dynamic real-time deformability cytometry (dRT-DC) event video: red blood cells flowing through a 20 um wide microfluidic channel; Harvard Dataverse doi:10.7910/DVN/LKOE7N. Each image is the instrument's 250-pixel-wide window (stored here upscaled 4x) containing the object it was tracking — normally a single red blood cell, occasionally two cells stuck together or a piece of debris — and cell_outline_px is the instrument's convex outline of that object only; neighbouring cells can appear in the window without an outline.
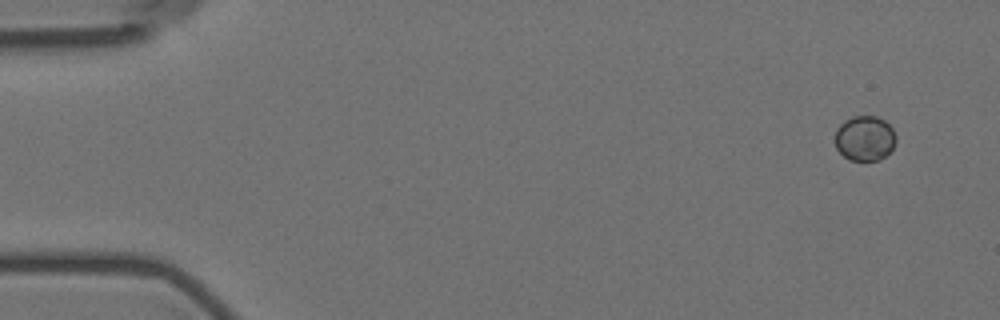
{"species": "Egyptian fruit bat (a non-hibernating species)", "species_latin": "Rousettus aegyptiacus", "temperature_condition": "room temperature", "stored_images_in_passage": 5, "camera_frame_rate_fps": 3000, "um_per_image_px": 0.085, "animal": {"sex": "female"}, "frame": {"image": 1, "passage_image": 1, "time_ms": 0.0, "image_size_px": [1000, 320], "cell_outline_px": [[896, 140], [892, 148], [880, 160], [848, 160], [836, 148], [836, 128], [844, 120], [852, 116], [876, 116], [884, 120], [892, 128], [896, 136]], "centroid_in_image_um": [73.49, 11.74], "position_along_channel_um": 11.5, "area_um2": 15.95}}
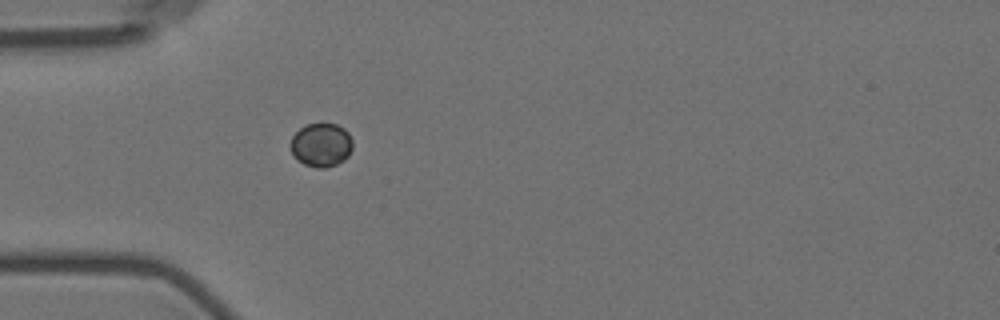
{"frame": {"image": 2, "passage_image": 5, "time_ms": 4.667, "image_size_px": [1000, 320], "cell_outline_px": [[352, 148], [348, 156], [344, 160], [336, 164], [324, 168], [316, 168], [304, 164], [292, 152], [292, 136], [304, 124], [336, 124], [344, 128], [348, 132], [352, 140]], "centroid_in_image_um": [27.33, 12.31], "position_along_channel_um": 57.7, "area_um2": 15.61}}